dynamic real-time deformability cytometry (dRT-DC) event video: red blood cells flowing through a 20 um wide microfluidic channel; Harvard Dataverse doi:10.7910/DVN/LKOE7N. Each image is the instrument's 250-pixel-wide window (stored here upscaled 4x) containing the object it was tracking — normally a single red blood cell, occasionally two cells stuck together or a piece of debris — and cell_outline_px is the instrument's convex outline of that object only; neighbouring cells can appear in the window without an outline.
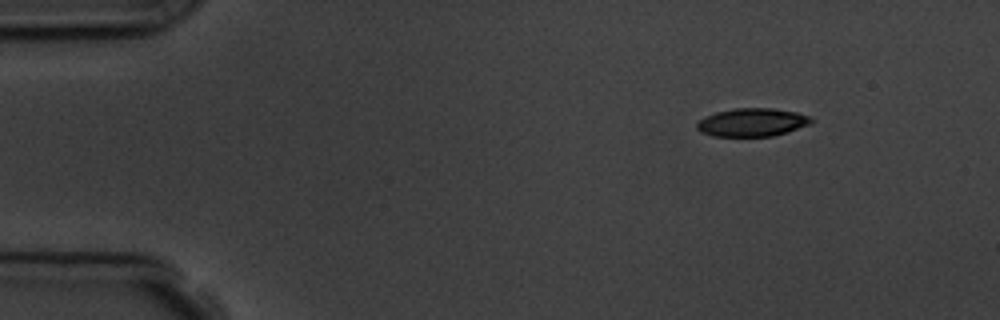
{"species": "common noctule bat (a hibernating species)", "species_latin": "Nyctalus noctula", "temperature_condition": "room temperature", "stored_images_in_passage": 3, "camera_frame_rate_fps": 3000, "um_per_image_px": 0.085, "animal": {"sex": "male", "body_mass_g": 19.5, "forearm_length_mm": 54.6}, "frame": {"image": 1, "passage_image": 1, "time_ms": 0.0, "image_size_px": [1000, 320], "cell_outline_px": [[812, 124], [788, 132], [772, 136], [712, 136], [700, 132], [696, 128], [696, 124], [704, 116], [716, 112], [736, 108], [772, 108], [796, 112], [812, 116]], "centroid_in_image_um": [63.95, 10.4], "position_along_channel_um": 21.1, "area_um2": 18.96}}
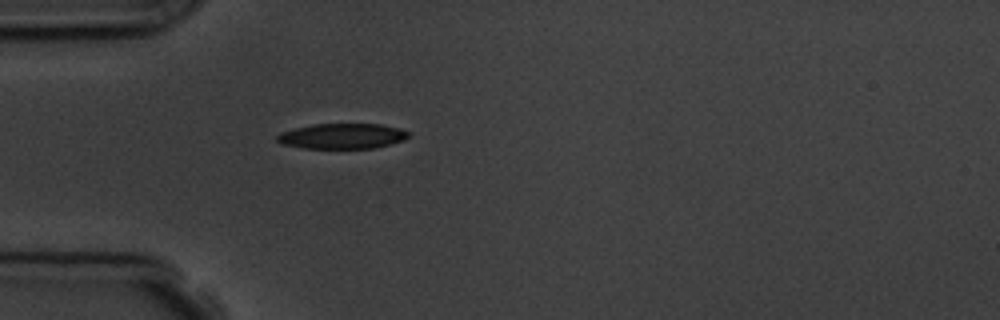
{"frame": {"image": 2, "passage_image": 3, "time_ms": 3.0, "image_size_px": [1000, 320], "cell_outline_px": [[408, 136], [404, 140], [376, 148], [304, 148], [284, 144], [276, 140], [276, 136], [280, 132], [312, 124], [380, 124], [400, 128], [408, 132]], "centroid_in_image_um": [29.09, 11.56], "position_along_channel_um": 55.9, "area_um2": 19.31}}